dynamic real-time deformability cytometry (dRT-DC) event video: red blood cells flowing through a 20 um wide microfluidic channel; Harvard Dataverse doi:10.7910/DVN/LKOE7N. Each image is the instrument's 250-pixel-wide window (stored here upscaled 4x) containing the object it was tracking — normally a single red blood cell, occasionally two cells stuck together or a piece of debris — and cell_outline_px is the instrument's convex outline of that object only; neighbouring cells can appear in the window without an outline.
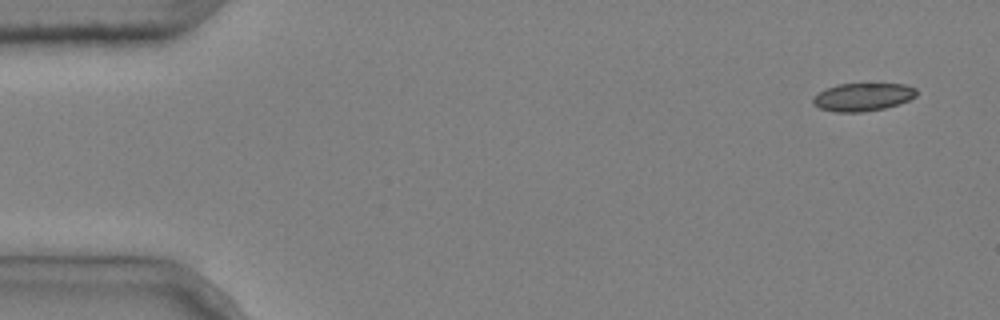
{"species": "common noctule bat (a hibernating species)", "species_latin": "Nyctalus noctula", "temperature_condition": "cold", "stored_images_in_passage": 6, "camera_frame_rate_fps": 3000, "um_per_image_px": 0.085, "animal": {"sex": "male", "body_mass_g": 20.4}, "frame": {"image": 1, "passage_image": 1, "time_ms": 0.0, "image_size_px": [1000, 320], "cell_outline_px": [[916, 96], [908, 100], [884, 108], [864, 112], [836, 112], [820, 108], [812, 104], [812, 100], [820, 92], [836, 84], [904, 84], [916, 88]], "centroid_in_image_um": [73.33, 8.25], "position_along_channel_um": 11.7, "area_um2": 16.65}}
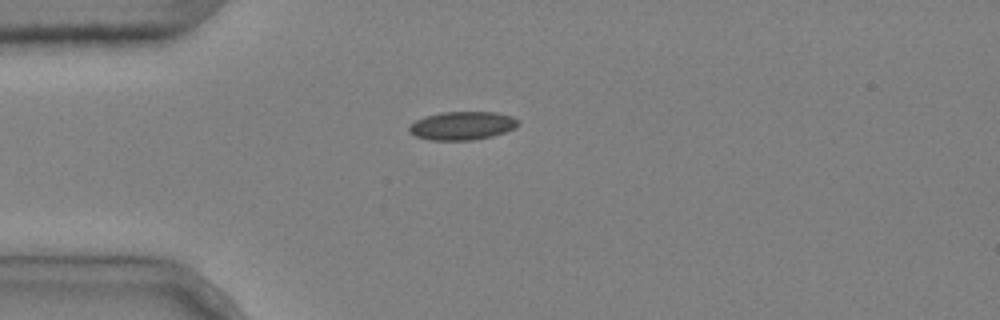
{"frame": {"image": 2, "passage_image": 4, "time_ms": 1.0, "image_size_px": [1000, 320], "cell_outline_px": [[520, 120], [516, 128], [492, 136], [472, 140], [432, 140], [416, 136], [408, 132], [408, 128], [416, 120], [424, 116], [440, 112], [496, 112], [512, 116]], "centroid_in_image_um": [39.3, 10.67], "position_along_channel_um": 45.7, "area_um2": 18.09}}
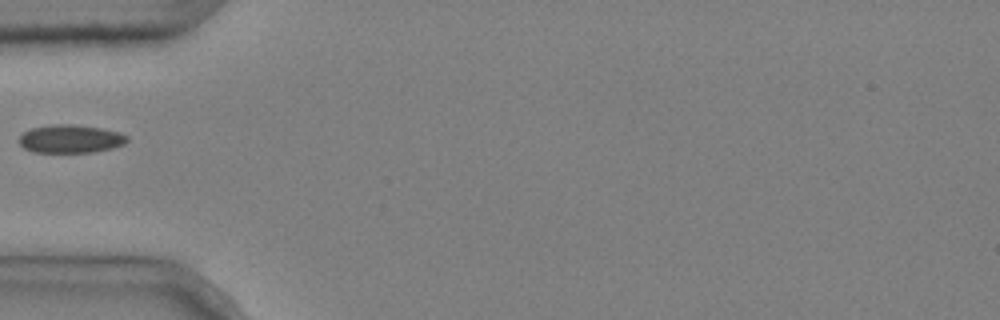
{"frame": {"image": 3, "passage_image": 5, "time_ms": 1.333, "image_size_px": [1000, 320], "cell_outline_px": [[128, 140], [124, 144], [112, 148], [92, 152], [32, 152], [24, 148], [20, 144], [20, 136], [24, 132], [32, 128], [52, 124], [72, 124], [100, 128], [120, 132], [128, 136]], "centroid_in_image_um": [6.0, 11.8], "position_along_channel_um": 79.0, "area_um2": 17.69}}